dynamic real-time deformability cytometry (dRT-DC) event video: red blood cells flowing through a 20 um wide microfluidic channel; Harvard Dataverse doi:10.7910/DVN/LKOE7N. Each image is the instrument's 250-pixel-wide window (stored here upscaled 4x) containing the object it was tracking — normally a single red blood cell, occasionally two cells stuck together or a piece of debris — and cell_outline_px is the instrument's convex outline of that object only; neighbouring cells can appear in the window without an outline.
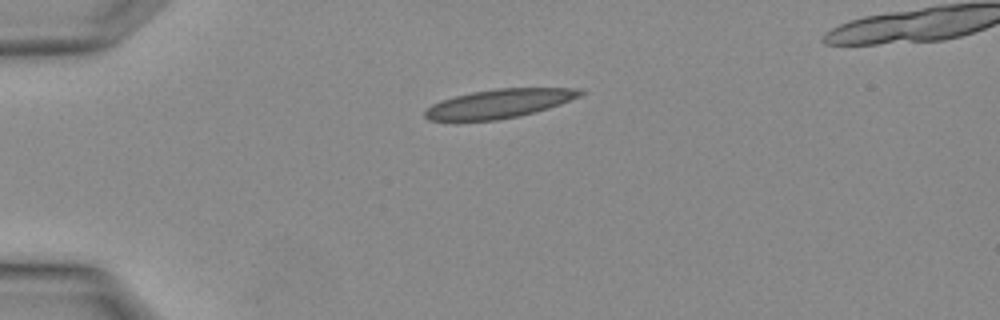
{"species": "Egyptian fruit bat (a non-hibernating species)", "species_latin": "Rousettus aegyptiacus", "temperature_condition": "warm", "stored_images_in_passage": 3, "camera_frame_rate_fps": 3000, "um_per_image_px": 0.085, "animal": {"sex": "female"}, "frame": {"image": 1, "passage_image": 3, "time_ms": 0.667, "image_size_px": [1000, 320], "cell_outline_px": [[584, 92], [580, 96], [560, 104], [536, 112], [520, 116], [496, 120], [428, 120], [424, 116], [424, 112], [432, 104], [440, 100], [472, 92], [496, 88], [580, 88]], "centroid_in_image_um": [42.45, 8.8], "position_along_channel_um": 42.6, "area_um2": 25.95}}